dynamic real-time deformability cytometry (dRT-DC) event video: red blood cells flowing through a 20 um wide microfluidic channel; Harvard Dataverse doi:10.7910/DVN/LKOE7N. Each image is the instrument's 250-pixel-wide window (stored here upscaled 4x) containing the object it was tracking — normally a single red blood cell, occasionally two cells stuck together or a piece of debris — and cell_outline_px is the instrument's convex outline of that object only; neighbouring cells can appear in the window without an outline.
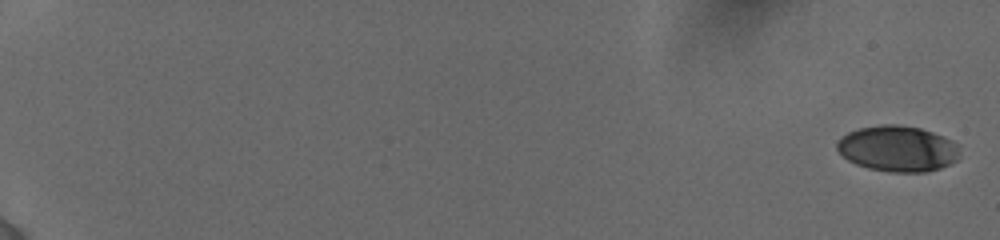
{"species": "human", "species_latin": "Homo sapiens", "temperature_condition": "cold", "stored_images_in_passage": 26, "camera_frame_rate_fps": 3000, "um_per_image_px": 0.085, "donor": {"sex": "female"}, "frame": {"image": 1, "passage_image": 1, "time_ms": 0.0, "image_size_px": [1000, 240], "cell_outline_px": [[960, 156], [956, 160], [940, 168], [928, 172], [888, 172], [868, 168], [856, 164], [848, 160], [836, 148], [836, 144], [848, 132], [860, 128], [884, 124], [896, 124], [920, 128], [944, 136], [952, 140], [956, 144]], "centroid_in_image_um": [76.32, 12.64], "position_along_channel_um": 8.7, "area_um2": 32.66}}
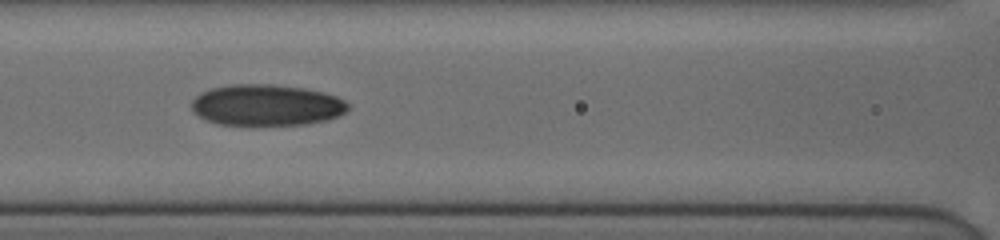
{"frame": {"image": 2, "passage_image": 14, "time_ms": 9.333, "image_size_px": [1000, 240], "cell_outline_px": [[348, 108], [344, 112], [328, 120], [308, 124], [252, 128], [216, 124], [204, 120], [192, 112], [192, 100], [200, 92], [212, 88], [232, 84], [276, 84], [304, 88], [324, 92], [336, 96], [344, 100], [348, 104]], "centroid_in_image_um": [22.6, 8.98], "position_along_channel_um": 144.0, "area_um2": 38.96}}
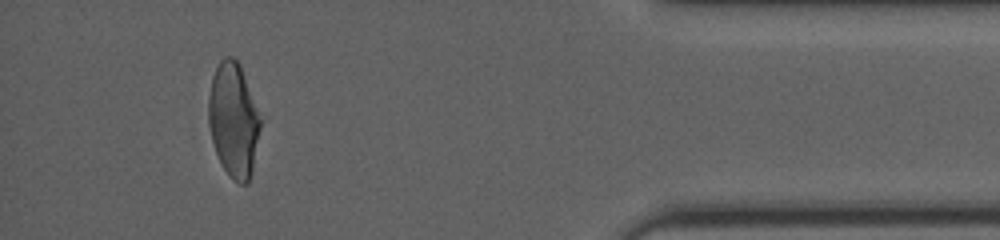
{"frame": {"image": 3, "passage_image": 24, "time_ms": 17.333, "image_size_px": [1000, 240], "cell_outline_px": [[264, 120], [252, 172], [248, 184], [240, 184], [232, 180], [228, 176], [216, 152], [212, 140], [208, 124], [208, 100], [212, 76], [220, 60], [224, 56], [232, 56], [240, 64]], "centroid_in_image_um": [19.9, 10.2], "position_along_channel_um": 415.3, "area_um2": 35.55}, "authors_computed_cell_mechanics": {"area_um2": 35.7204, "velocity_mm_per_s": 3.891, "shape_relaxation_time_tau1_ms": 3.6765, "shape_relaxation_time_tau2_ms": 2.2345, "deformation_change_tau1": 0.1525, "deformation_change_tau2": 0.0758}}